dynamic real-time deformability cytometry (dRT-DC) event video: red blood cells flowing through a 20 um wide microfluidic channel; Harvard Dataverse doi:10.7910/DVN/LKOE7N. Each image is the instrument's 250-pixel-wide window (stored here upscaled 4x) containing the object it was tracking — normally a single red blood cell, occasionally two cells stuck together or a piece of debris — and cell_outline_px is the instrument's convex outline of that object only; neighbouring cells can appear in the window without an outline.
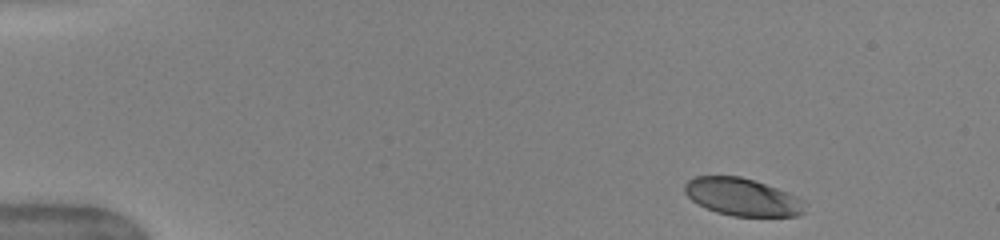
{"species": "human", "species_latin": "Homo sapiens", "temperature_condition": "warm", "stored_images_in_passage": 45, "camera_frame_rate_fps": 3000, "um_per_image_px": 0.085, "donor": {"sex": "female"}, "frame": {"image": 1, "passage_image": 1, "time_ms": 0.0, "image_size_px": [1000, 240], "cell_outline_px": [[804, 212], [800, 216], [732, 216], [716, 212], [692, 200], [684, 192], [684, 184], [688, 180], [696, 176], [740, 176], [788, 192], [804, 200]], "centroid_in_image_um": [63.1, 16.75], "position_along_channel_um": 21.9, "area_um2": 26.13}}
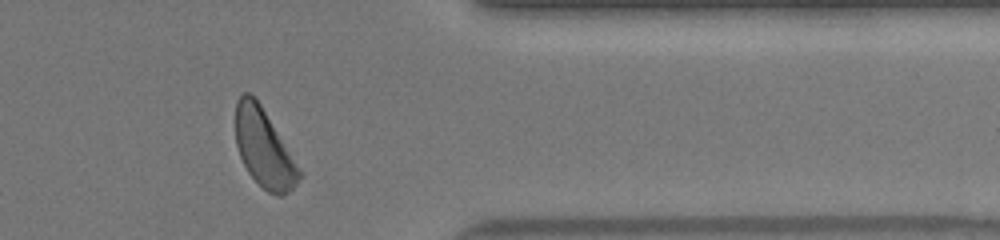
{"frame": {"image": 2, "passage_image": 37, "time_ms": 12.0, "image_size_px": [1000, 240], "cell_outline_px": [[304, 176], [284, 196], [276, 196], [268, 192], [248, 172], [240, 156], [236, 144], [236, 100], [244, 92], [248, 92], [260, 104], [304, 172]], "centroid_in_image_um": [22.48, 12.64], "position_along_channel_um": 388.9, "area_um2": 28.96}}
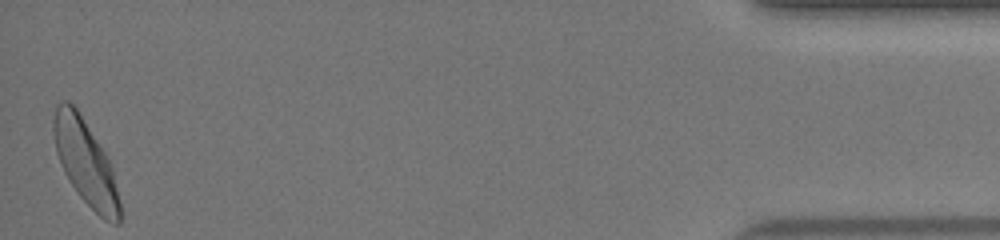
{"frame": {"image": 3, "passage_image": 45, "time_ms": 14.667, "image_size_px": [1000, 240], "cell_outline_px": [[120, 224], [112, 224], [104, 220], [80, 196], [64, 172], [56, 152], [52, 132], [52, 120], [56, 104], [60, 100], [68, 100], [76, 108], [104, 152], [112, 168], [120, 200]], "centroid_in_image_um": [7.24, 13.79], "position_along_channel_um": 428.0, "area_um2": 32.43}, "authors_computed_cell_mechanics": {"area_um2": 29.5936, "velocity_mm_per_s": 4.0175, "shape_relaxation_time_tau1_ms": 2.3419, "shape_relaxation_time_tau2_ms": 1.2149, "deformation_change_tau1": 0.13, "deformation_change_tau2": 0.0546}}